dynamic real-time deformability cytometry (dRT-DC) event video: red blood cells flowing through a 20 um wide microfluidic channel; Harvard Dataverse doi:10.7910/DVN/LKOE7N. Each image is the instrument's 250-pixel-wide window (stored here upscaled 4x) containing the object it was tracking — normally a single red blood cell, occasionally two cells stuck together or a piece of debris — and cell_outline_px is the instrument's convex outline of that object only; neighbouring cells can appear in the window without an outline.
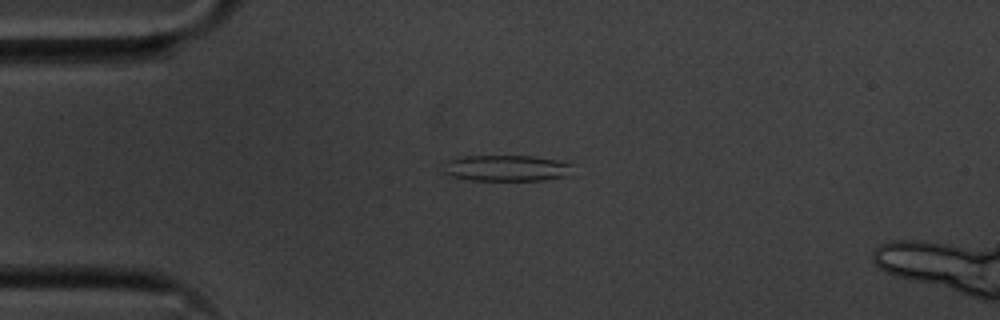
{"species": "common noctule bat (a hibernating species)", "species_latin": "Nyctalus noctula", "temperature_condition": "cold", "stored_images_in_passage": 43, "camera_frame_rate_fps": 3000, "um_per_image_px": 0.085, "animal": {"sex": "male", "body_mass_g": 20.1, "forearm_length_mm": 53.5}, "frame": {"image": 1, "passage_image": 1, "time_ms": 0.0, "image_size_px": [1000, 320], "cell_outline_px": [[576, 164], [564, 176], [544, 180], [472, 180], [452, 176], [440, 172], [444, 160], [464, 156], [532, 156], [560, 160]], "centroid_in_image_um": [42.98, 14.28], "position_along_channel_um": 42.0, "area_um2": 19.94}}
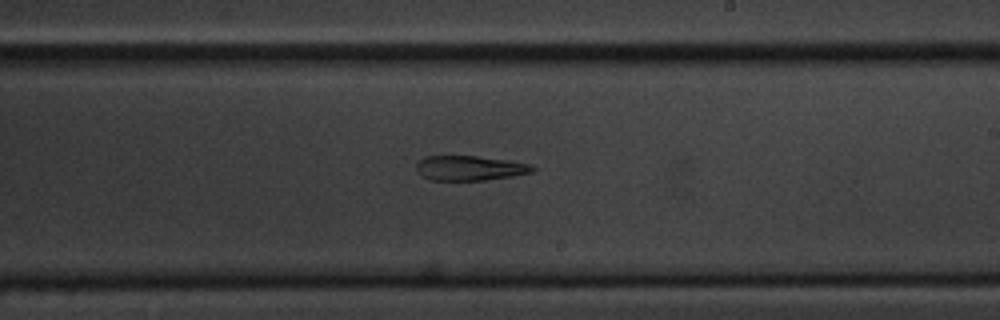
{"frame": {"image": 2, "passage_image": 20, "time_ms": 6.333, "image_size_px": [1000, 320], "cell_outline_px": [[536, 168], [532, 172], [512, 176], [484, 180], [432, 180], [424, 176], [416, 168], [416, 164], [424, 156], [476, 156], [508, 160], [528, 164]], "centroid_in_image_um": [39.93, 14.28], "position_along_channel_um": 249.1, "area_um2": 16.53}}
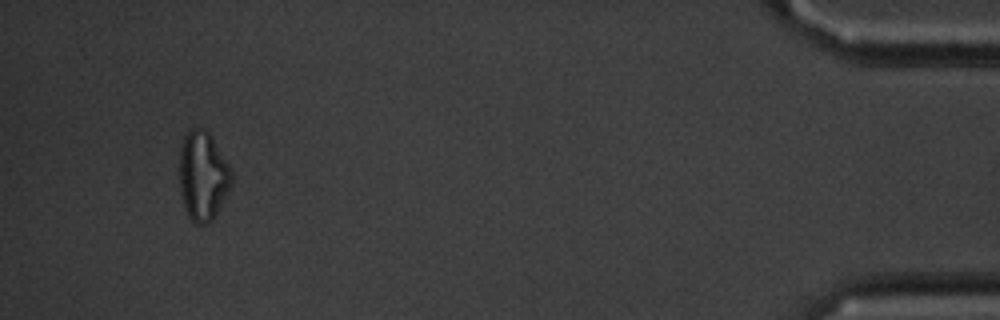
{"frame": {"image": 3, "passage_image": 40, "time_ms": 13.0, "image_size_px": [1000, 320], "cell_outline_px": [[232, 184], [212, 220], [204, 224], [196, 224], [188, 216], [180, 192], [180, 140], [188, 128], [204, 128], [208, 132], [232, 168]], "centroid_in_image_um": [17.24, 14.9], "position_along_channel_um": 418.0, "area_um2": 27.17}}